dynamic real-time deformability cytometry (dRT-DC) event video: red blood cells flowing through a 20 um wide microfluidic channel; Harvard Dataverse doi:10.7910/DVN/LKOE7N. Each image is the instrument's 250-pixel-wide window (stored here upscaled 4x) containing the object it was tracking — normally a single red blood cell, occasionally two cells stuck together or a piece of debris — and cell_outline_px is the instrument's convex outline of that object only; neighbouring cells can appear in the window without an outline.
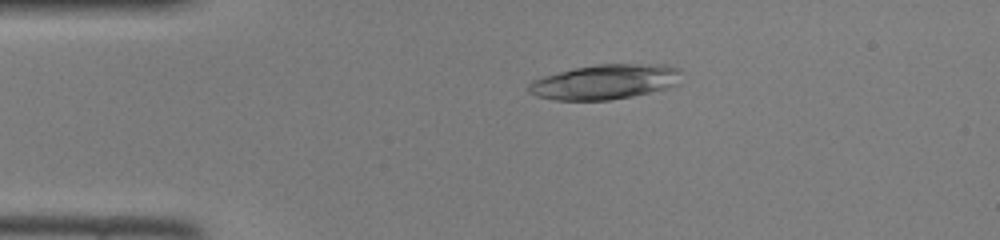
{"species": "common noctule bat (a hibernating species)", "species_latin": "Nyctalus noctula", "temperature_condition": "room temperature", "stored_images_in_passage": 45, "camera_frame_rate_fps": 3000, "um_per_image_px": 0.085, "animal": {"sex": "female", "body_mass_g": 22.0, "forearm_length_mm": 56.7}, "frame": {"image": 1, "passage_image": 9, "time_ms": 2.667, "image_size_px": [1000, 240], "cell_outline_px": [[680, 68], [676, 84], [664, 88], [632, 96], [608, 100], [556, 100], [536, 96], [528, 92], [528, 84], [532, 80], [544, 76], [576, 68], [596, 64], [628, 64]], "centroid_in_image_um": [51.3, 6.98], "position_along_channel_um": 33.7, "area_um2": 30.17}}